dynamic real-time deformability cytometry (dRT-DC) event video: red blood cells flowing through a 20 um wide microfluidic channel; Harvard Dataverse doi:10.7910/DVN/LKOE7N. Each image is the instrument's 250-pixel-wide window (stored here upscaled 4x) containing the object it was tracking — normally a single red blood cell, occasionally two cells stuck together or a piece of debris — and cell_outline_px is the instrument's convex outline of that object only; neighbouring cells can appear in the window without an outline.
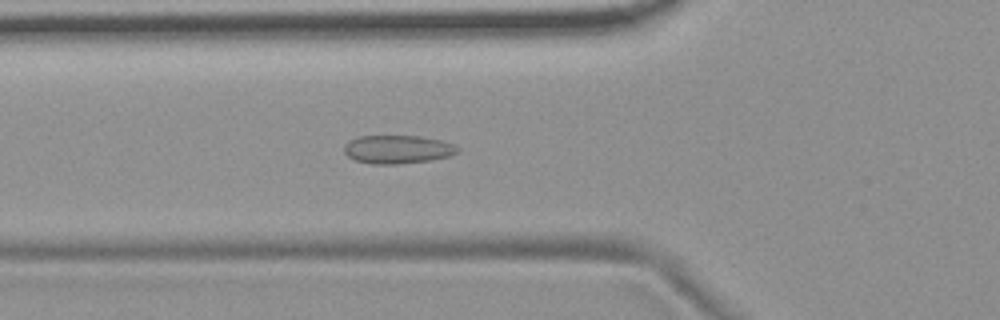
{"species": "common noctule bat (a hibernating species)", "species_latin": "Nyctalus noctula", "temperature_condition": "room temperature", "stored_images_in_passage": 42, "camera_frame_rate_fps": 3000, "um_per_image_px": 0.085, "animal": {"sex": "female", "body_mass_g": 19.9}, "frame": {"image": 1, "passage_image": 7, "time_ms": 2.0, "image_size_px": [1000, 320], "cell_outline_px": [[460, 148], [452, 156], [432, 160], [396, 164], [372, 164], [356, 160], [348, 156], [344, 152], [344, 144], [348, 140], [360, 136], [420, 136], [440, 140], [452, 144]], "centroid_in_image_um": [33.79, 12.7], "position_along_channel_um": 92.0, "area_um2": 18.79}}
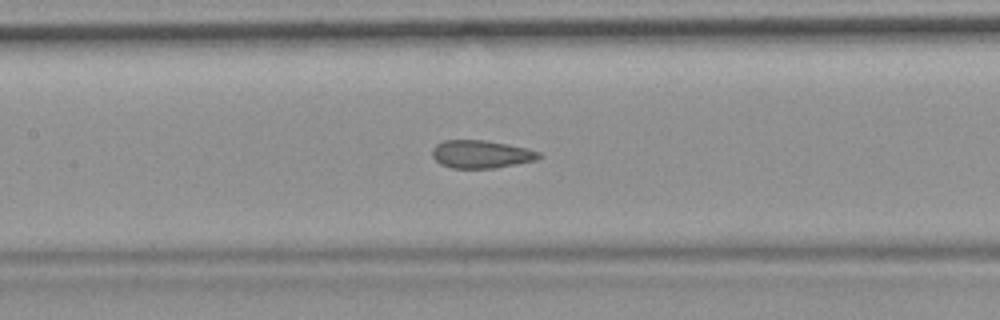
{"frame": {"image": 2, "passage_image": 13, "time_ms": 4.0, "image_size_px": [1000, 320], "cell_outline_px": [[540, 156], [536, 160], [496, 168], [452, 168], [440, 164], [432, 156], [432, 148], [436, 144], [444, 140], [484, 140], [508, 144], [528, 148], [540, 152]], "centroid_in_image_um": [40.88, 13.1], "position_along_channel_um": 166.5, "area_um2": 17.4}}
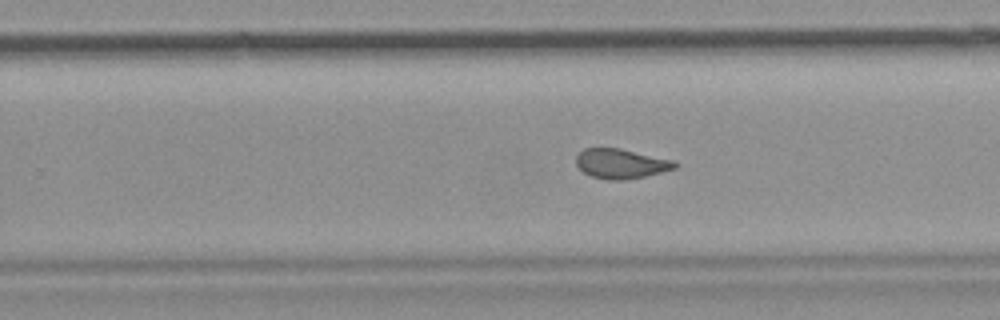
{"frame": {"image": 3, "passage_image": 22, "time_ms": 7.0, "image_size_px": [1000, 320], "cell_outline_px": [[680, 164], [676, 168], [644, 176], [624, 180], [604, 180], [592, 176], [584, 172], [576, 164], [576, 156], [584, 148], [620, 148], [676, 160]], "centroid_in_image_um": [52.82, 13.9], "position_along_channel_um": 277.0, "area_um2": 17.22}, "authors_computed_cell_mechanics": {"area_um2": 17.9469, "velocity_mm_per_s": 3.7042, "shape_relaxation_time_tau1_ms": null, "shape_relaxation_time_tau2_ms": 1.1323, "deformation_change_tau1": null, "deformation_change_tau2": 0.0705}}